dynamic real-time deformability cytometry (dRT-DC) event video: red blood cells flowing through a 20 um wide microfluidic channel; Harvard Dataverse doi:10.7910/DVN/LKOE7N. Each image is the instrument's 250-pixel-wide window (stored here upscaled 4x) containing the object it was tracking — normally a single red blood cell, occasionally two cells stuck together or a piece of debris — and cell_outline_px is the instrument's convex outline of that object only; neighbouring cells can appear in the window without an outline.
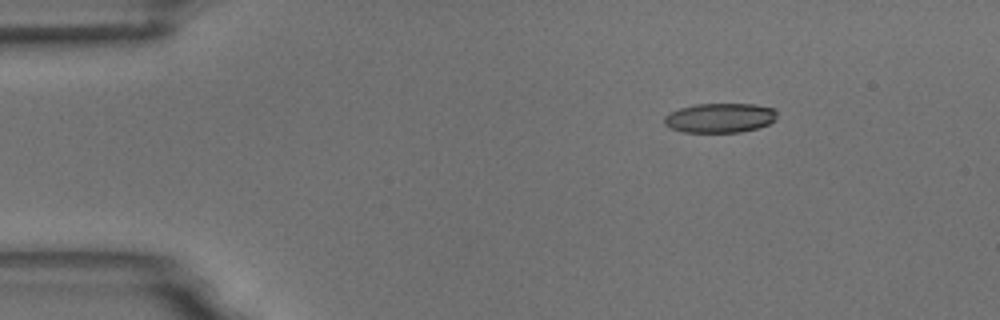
{"species": "common noctule bat (a hibernating species)", "species_latin": "Nyctalus noctula", "temperature_condition": "room temperature", "stored_images_in_passage": 6, "camera_frame_rate_fps": 3000, "um_per_image_px": 0.085, "animal": {"sex": "male", "body_mass_g": 18.8}, "frame": {"image": 1, "passage_image": 6, "time_ms": 6.667, "image_size_px": [1000, 320], "cell_outline_px": [[776, 120], [760, 128], [740, 132], [684, 132], [668, 128], [664, 124], [664, 116], [680, 108], [696, 104], [756, 104], [776, 108]], "centroid_in_image_um": [61.22, 10.02], "position_along_channel_um": 23.8, "area_um2": 19.59}}